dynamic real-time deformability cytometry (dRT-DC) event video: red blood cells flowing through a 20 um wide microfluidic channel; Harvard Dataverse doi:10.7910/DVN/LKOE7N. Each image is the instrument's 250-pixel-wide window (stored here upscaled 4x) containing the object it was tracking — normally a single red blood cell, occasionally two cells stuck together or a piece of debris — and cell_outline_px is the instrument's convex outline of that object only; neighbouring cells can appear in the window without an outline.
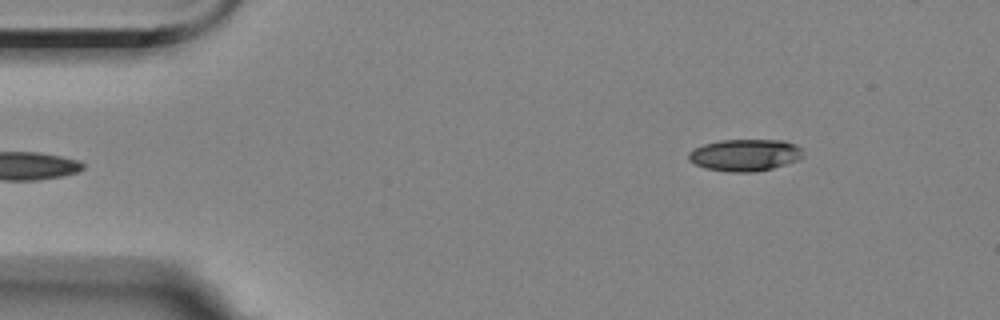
{"species": "Egyptian fruit bat (a non-hibernating species)", "species_latin": "Rousettus aegyptiacus", "temperature_condition": "room temperature", "stored_images_in_passage": 4, "camera_frame_rate_fps": 3000, "um_per_image_px": 0.085, "animal": {"sex": "female"}, "frame": {"image": 1, "passage_image": 4, "time_ms": 3.333, "image_size_px": [1000, 320], "cell_outline_px": [[804, 156], [796, 160], [772, 168], [756, 172], [732, 172], [704, 168], [688, 160], [688, 152], [704, 144], [720, 140], [784, 140], [796, 144], [804, 152]], "centroid_in_image_um": [63.33, 13.17], "position_along_channel_um": 21.7, "area_um2": 21.27}}